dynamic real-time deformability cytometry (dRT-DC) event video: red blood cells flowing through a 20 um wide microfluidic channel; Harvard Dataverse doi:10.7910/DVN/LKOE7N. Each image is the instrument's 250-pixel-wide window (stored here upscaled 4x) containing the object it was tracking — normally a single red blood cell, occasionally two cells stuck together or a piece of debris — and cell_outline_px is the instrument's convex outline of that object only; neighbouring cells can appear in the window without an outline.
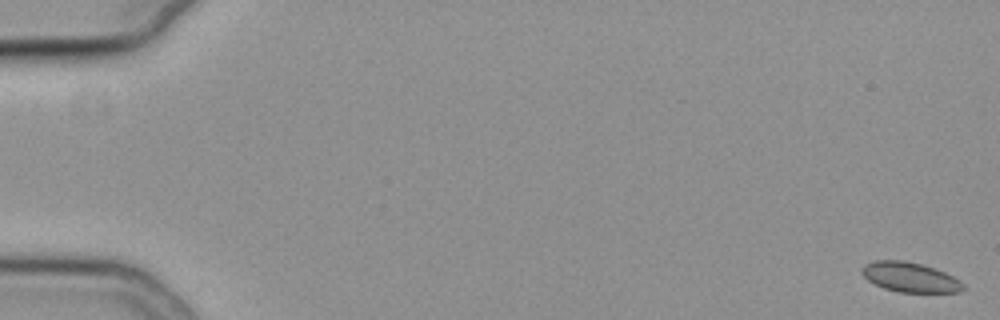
{"species": "common noctule bat (a hibernating species)", "species_latin": "Nyctalus noctula", "temperature_condition": "cold", "stored_images_in_passage": 58, "camera_frame_rate_fps": 3000, "um_per_image_px": 0.085, "animal": {"sex": "female", "body_mass_g": 19.3, "forearm_length_mm": 54.1}, "frame": {"image": 1, "passage_image": 2, "time_ms": 0.333, "image_size_px": [1000, 320], "cell_outline_px": [[964, 288], [960, 292], [900, 292], [884, 288], [868, 280], [860, 272], [860, 268], [864, 264], [876, 260], [904, 260], [924, 264], [936, 268], [960, 280], [964, 284]], "centroid_in_image_um": [77.34, 23.54], "position_along_channel_um": 7.7, "area_um2": 17.69}}
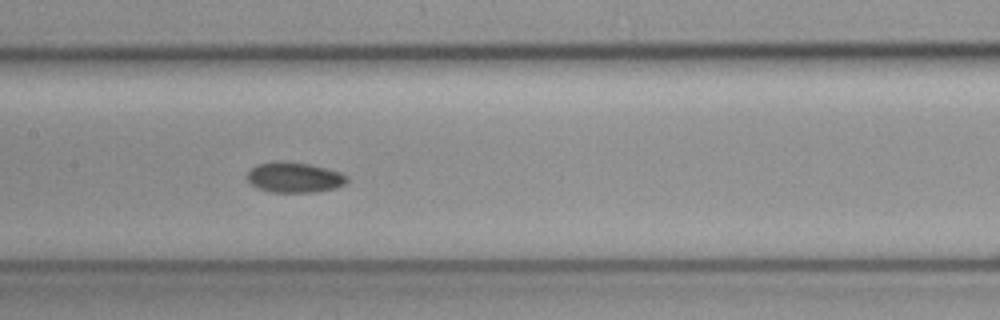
{"frame": {"image": 2, "passage_image": 30, "time_ms": 9.667, "image_size_px": [1000, 320], "cell_outline_px": [[348, 180], [344, 184], [336, 188], [316, 192], [272, 192], [256, 188], [244, 176], [256, 164], [280, 160], [308, 164], [340, 172], [348, 176]], "centroid_in_image_um": [24.99, 15.08], "position_along_channel_um": 182.4, "area_um2": 17.74}}
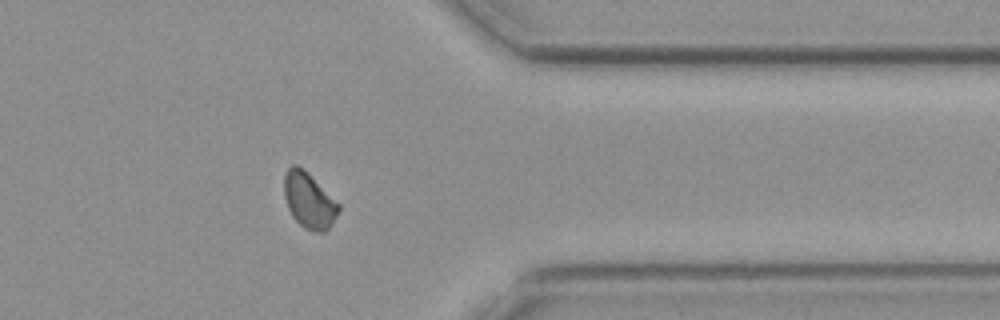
{"frame": {"image": 3, "passage_image": 47, "time_ms": 15.333, "image_size_px": [1000, 320], "cell_outline_px": [[340, 208], [336, 216], [328, 228], [324, 232], [316, 232], [304, 228], [292, 216], [288, 208], [284, 196], [284, 176], [288, 168], [292, 164], [296, 164], [304, 168], [340, 204]], "centroid_in_image_um": [26.25, 17.01], "position_along_channel_um": 385.1, "area_um2": 17.69}, "authors_computed_cell_mechanics": {"area_um2": 17.5712, "velocity_mm_per_s": 3.7772, "shape_relaxation_time_tau1_ms": 3.447, "shape_relaxation_time_tau2_ms": null, "deformation_change_tau1": 0.0365, "deformation_change_tau2": null}}